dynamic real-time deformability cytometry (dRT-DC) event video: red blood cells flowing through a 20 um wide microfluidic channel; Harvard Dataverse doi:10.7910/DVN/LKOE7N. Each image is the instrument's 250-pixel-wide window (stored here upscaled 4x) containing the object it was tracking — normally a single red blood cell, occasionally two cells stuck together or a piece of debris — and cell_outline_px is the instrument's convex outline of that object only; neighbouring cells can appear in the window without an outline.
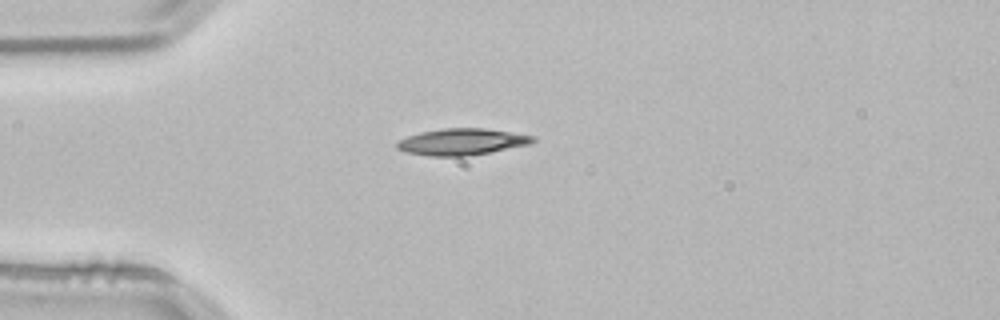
{"species": "common noctule bat (a hibernating species)", "species_latin": "Nyctalus noctula", "temperature_condition": "room temperature", "stored_images_in_passage": 40, "camera_frame_rate_fps": 3000, "um_per_image_px": 0.085, "animal": {"sex": "male", "body_mass_g": 21.5, "forearm_length_mm": 52.0}, "frame": {"image": 1, "passage_image": 1, "time_ms": 0.0, "image_size_px": [1000, 320], "cell_outline_px": [[536, 140], [532, 144], [492, 152], [468, 156], [428, 156], [404, 152], [396, 148], [396, 140], [420, 132], [444, 128], [484, 128], [536, 136]], "centroid_in_image_um": [39.26, 12.06], "position_along_channel_um": 45.7, "area_um2": 21.33}}
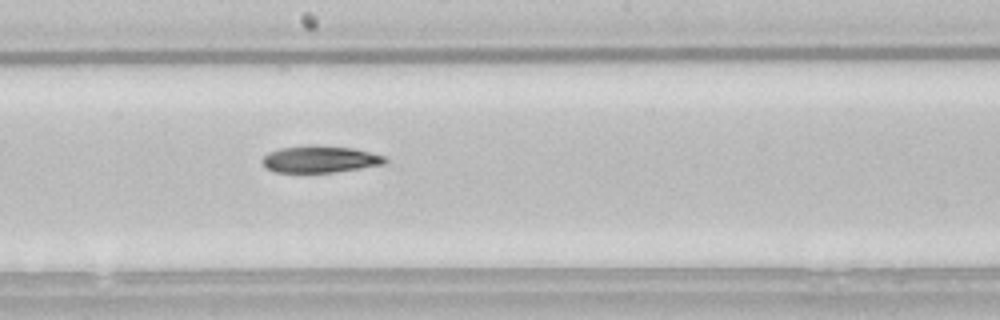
{"frame": {"image": 2, "passage_image": 16, "time_ms": 5.0, "image_size_px": [1000, 320], "cell_outline_px": [[388, 160], [384, 164], [336, 172], [276, 172], [268, 168], [260, 160], [268, 152], [280, 148], [312, 144], [316, 144], [352, 148], [384, 156]], "centroid_in_image_um": [27.18, 13.52], "position_along_channel_um": 221.0, "area_um2": 19.19}}
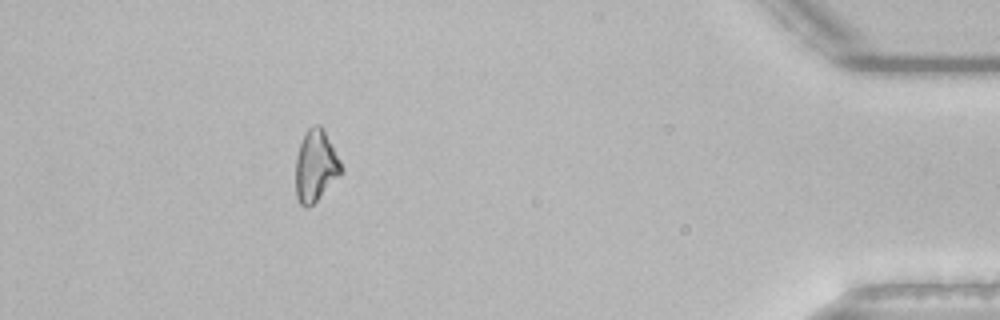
{"frame": {"image": 3, "passage_image": 35, "time_ms": 11.333, "image_size_px": [1000, 320], "cell_outline_px": [[344, 172], [308, 208], [304, 208], [300, 204], [296, 196], [296, 156], [300, 144], [308, 128], [316, 124], [320, 124], [324, 128], [344, 168]], "centroid_in_image_um": [26.85, 14.09], "position_along_channel_um": 408.4, "area_um2": 19.07}, "authors_computed_cell_mechanics": {"area_um2": 19.4208, "velocity_mm_per_s": 3.8452, "shape_relaxation_time_tau1_ms": 7.1521, "shape_relaxation_time_tau2_ms": null, "deformation_change_tau1": 0.1699, "deformation_change_tau2": null}}